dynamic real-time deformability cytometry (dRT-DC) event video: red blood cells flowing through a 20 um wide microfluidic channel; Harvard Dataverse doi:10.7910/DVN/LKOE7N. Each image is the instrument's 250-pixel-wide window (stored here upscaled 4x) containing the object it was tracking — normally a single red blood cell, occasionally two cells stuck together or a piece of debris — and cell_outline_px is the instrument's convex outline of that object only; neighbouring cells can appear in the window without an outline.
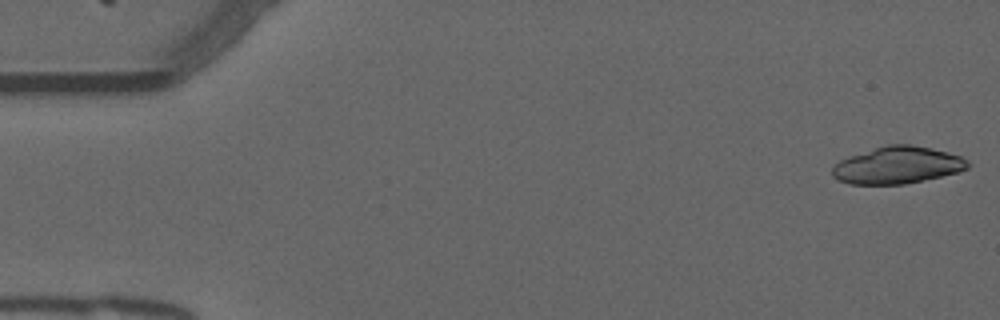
{"species": "common noctule bat (a hibernating species)", "species_latin": "Nyctalus noctula", "temperature_condition": "warm", "stored_images_in_passage": 27, "camera_frame_rate_fps": 3000, "um_per_image_px": 0.085, "animal": {"sex": "male", "forearm_length_mm": 52.5}, "frame": {"image": 1, "passage_image": 1, "time_ms": 0.0, "image_size_px": [1000, 320], "cell_outline_px": [[968, 168], [960, 172], [904, 184], [848, 184], [836, 180], [832, 176], [832, 168], [840, 160], [888, 144], [912, 144], [948, 152], [960, 156], [968, 160]], "centroid_in_image_um": [76.29, 14.05], "position_along_channel_um": 8.7, "area_um2": 29.07}}